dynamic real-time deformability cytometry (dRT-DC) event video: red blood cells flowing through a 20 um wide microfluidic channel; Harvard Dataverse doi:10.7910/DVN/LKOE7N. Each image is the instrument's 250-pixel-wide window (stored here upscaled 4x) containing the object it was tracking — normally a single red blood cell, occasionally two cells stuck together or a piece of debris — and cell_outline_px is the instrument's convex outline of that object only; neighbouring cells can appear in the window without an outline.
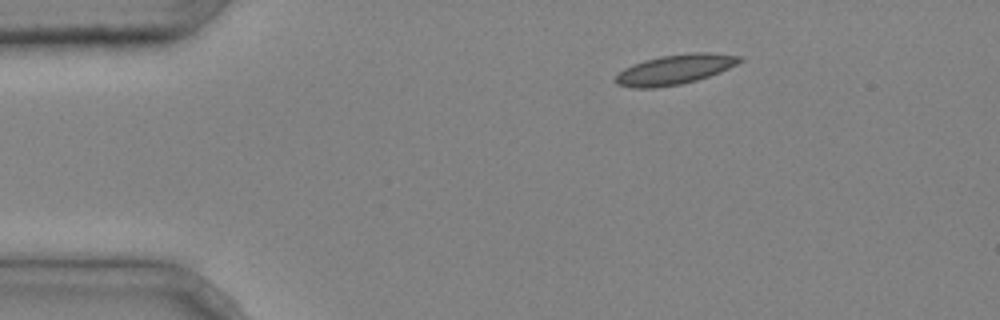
{"species": "common noctule bat (a hibernating species)", "species_latin": "Nyctalus noctula", "temperature_condition": "cold", "stored_images_in_passage": 5, "segment_of_instrument_passage": [2, 2], "camera_frame_rate_fps": 3000, "um_per_image_px": 0.085, "animal": {"sex": "male", "body_mass_g": 20.4}, "frame": {"image": 1, "passage_image": 5, "time_ms": 1.333, "image_size_px": [1000, 320], "cell_outline_px": [[744, 60], [720, 72], [696, 80], [680, 84], [652, 88], [632, 88], [616, 84], [612, 80], [624, 68], [632, 64], [644, 60], [660, 56], [692, 52], [708, 52], [744, 56]], "centroid_in_image_um": [57.35, 5.89], "position_along_channel_um": 27.6, "area_um2": 21.68}}